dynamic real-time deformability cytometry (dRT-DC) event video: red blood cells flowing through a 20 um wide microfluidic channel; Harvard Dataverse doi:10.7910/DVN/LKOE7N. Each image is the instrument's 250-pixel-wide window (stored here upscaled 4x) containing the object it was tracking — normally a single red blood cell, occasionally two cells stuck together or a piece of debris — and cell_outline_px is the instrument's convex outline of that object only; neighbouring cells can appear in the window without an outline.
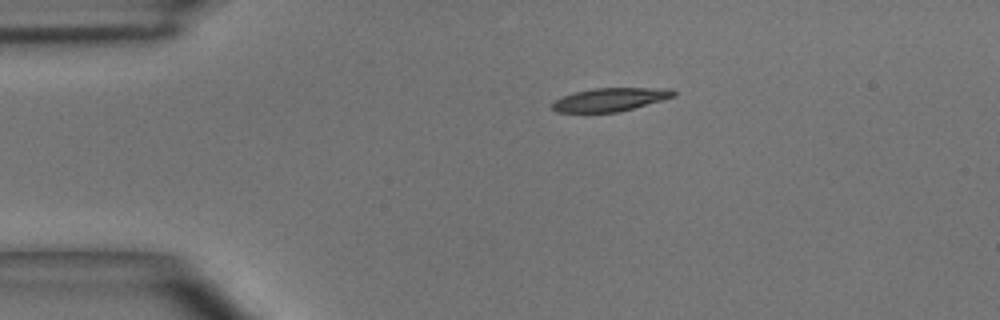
{"species": "common noctule bat (a hibernating species)", "species_latin": "Nyctalus noctula", "temperature_condition": "room temperature", "stored_images_in_passage": 24, "camera_frame_rate_fps": 3000, "um_per_image_px": 0.085, "animal": {"sex": "male", "body_mass_g": 15.6}, "frame": {"image": 1, "passage_image": 1, "time_ms": 0.0, "image_size_px": [1000, 320], "cell_outline_px": [[676, 96], [620, 112], [556, 112], [552, 108], [552, 104], [556, 100], [564, 96], [576, 92], [592, 88], [672, 88], [676, 92]], "centroid_in_image_um": [51.91, 8.46], "position_along_channel_um": 33.1, "area_um2": 16.42}}
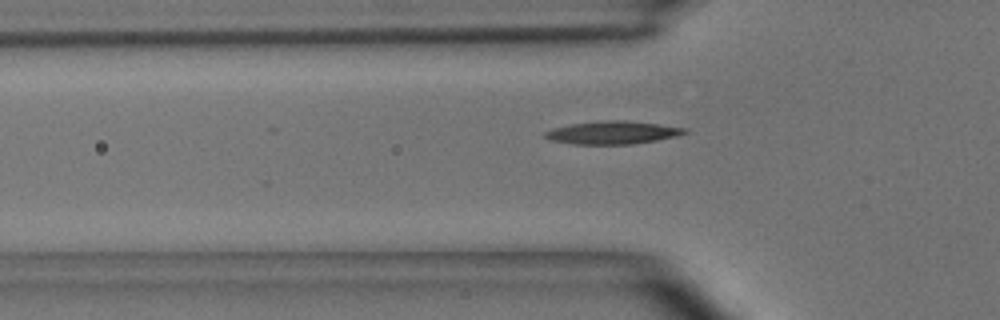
{"frame": {"image": 2, "passage_image": 7, "time_ms": 2.0, "image_size_px": [1000, 320], "cell_outline_px": [[688, 132], [676, 136], [656, 140], [632, 144], [572, 144], [552, 140], [544, 136], [544, 132], [552, 128], [572, 124], [604, 120], [624, 120], [660, 124], [688, 128]], "centroid_in_image_um": [52.09, 11.26], "position_along_channel_um": 73.7, "area_um2": 18.61}}
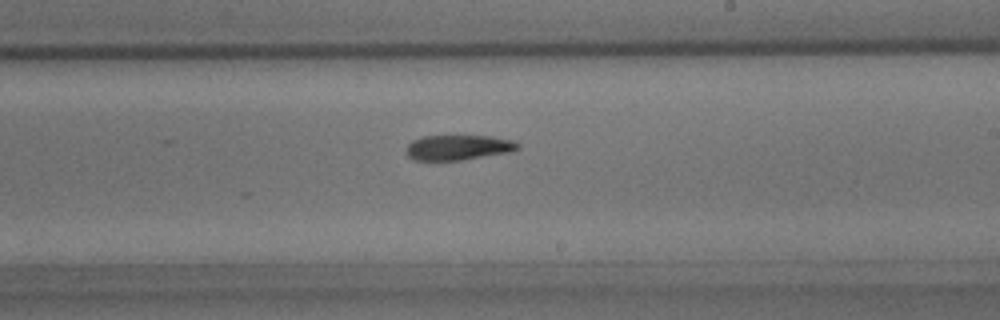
{"frame": {"image": 3, "passage_image": 20, "time_ms": 6.333, "image_size_px": [1000, 320], "cell_outline_px": [[520, 148], [512, 152], [460, 160], [412, 160], [404, 152], [408, 144], [412, 140], [424, 136], [492, 136], [512, 140], [520, 144]], "centroid_in_image_um": [38.95, 12.54], "position_along_channel_um": 250.1, "area_um2": 16.47}}